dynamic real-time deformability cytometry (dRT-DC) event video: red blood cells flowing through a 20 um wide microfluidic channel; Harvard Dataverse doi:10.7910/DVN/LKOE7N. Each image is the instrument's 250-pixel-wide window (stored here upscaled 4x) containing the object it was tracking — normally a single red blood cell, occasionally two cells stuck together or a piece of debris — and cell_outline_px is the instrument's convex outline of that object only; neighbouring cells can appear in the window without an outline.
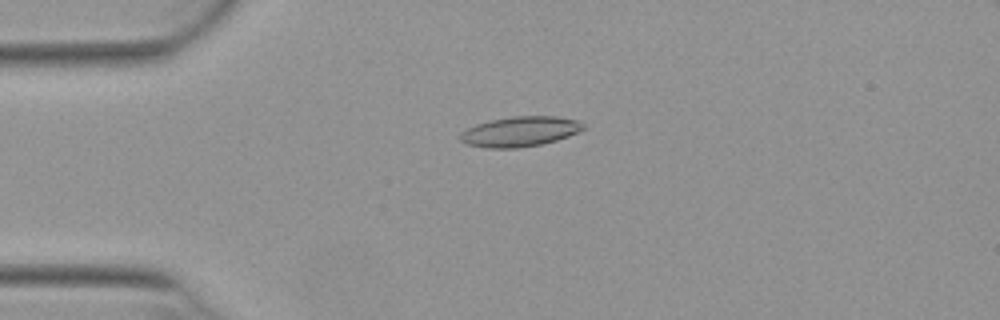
{"species": "Egyptian fruit bat (a non-hibernating species)", "species_latin": "Rousettus aegyptiacus", "temperature_condition": "warm", "stored_images_in_passage": 44, "camera_frame_rate_fps": 3000, "um_per_image_px": 0.085, "animal": {"sex": "female"}, "frame": {"image": 1, "passage_image": 5, "time_ms": 1.333, "image_size_px": [1000, 320], "cell_outline_px": [[584, 128], [580, 132], [556, 140], [540, 144], [520, 148], [484, 148], [468, 144], [460, 140], [460, 132], [476, 124], [492, 120], [512, 116], [556, 116], [580, 120], [584, 124]], "centroid_in_image_um": [44.22, 11.18], "position_along_channel_um": 40.8, "area_um2": 21.62}}
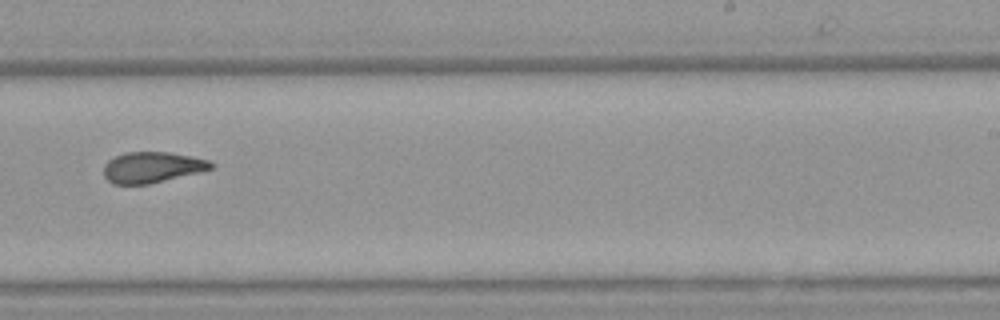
{"frame": {"image": 2, "passage_image": 25, "time_ms": 8.0, "image_size_px": [1000, 320], "cell_outline_px": [[216, 164], [212, 168], [200, 172], [148, 184], [112, 184], [104, 176], [104, 164], [108, 160], [124, 152], [168, 152], [192, 156], [208, 160]], "centroid_in_image_um": [12.93, 14.21], "position_along_channel_um": 276.1, "area_um2": 19.31}}
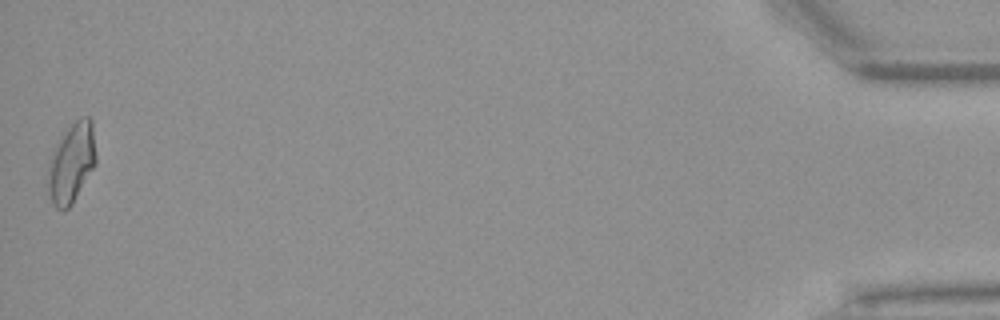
{"frame": {"image": 3, "passage_image": 44, "time_ms": 14.333, "image_size_px": [1000, 320], "cell_outline_px": [[96, 164], [72, 204], [68, 208], [56, 208], [52, 204], [48, 192], [48, 164], [60, 132], [76, 120], [84, 116], [88, 116], [92, 120], [96, 156]], "centroid_in_image_um": [6.07, 13.8], "position_along_channel_um": 429.1, "area_um2": 22.6}, "authors_computed_cell_mechanics": {"area_um2": 20.3167, "velocity_mm_per_s": 3.939, "shape_relaxation_time_tau1_ms": null, "shape_relaxation_time_tau2_ms": 2.4475, "deformation_change_tau1": null, "deformation_change_tau2": 0.1002}}